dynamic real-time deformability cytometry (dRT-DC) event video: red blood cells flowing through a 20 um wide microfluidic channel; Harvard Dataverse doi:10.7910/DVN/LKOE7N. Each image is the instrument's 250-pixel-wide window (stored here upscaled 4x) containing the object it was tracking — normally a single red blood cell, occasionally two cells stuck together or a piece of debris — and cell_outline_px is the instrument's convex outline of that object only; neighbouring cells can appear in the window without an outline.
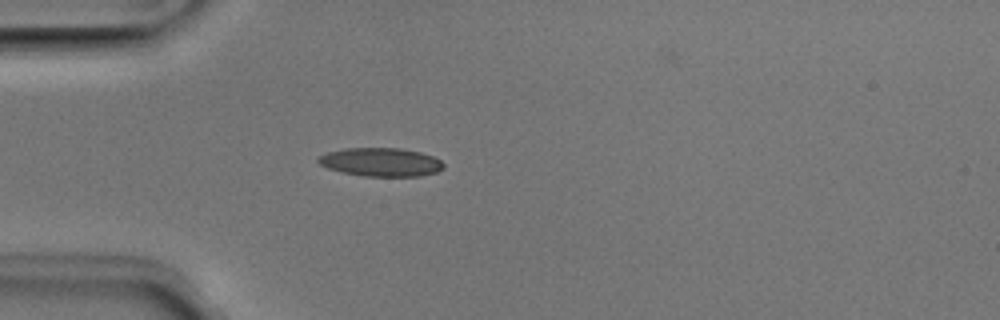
{"species": "Egyptian fruit bat (a non-hibernating species)", "species_latin": "Rousettus aegyptiacus", "temperature_condition": "room temperature", "stored_images_in_passage": 41, "camera_frame_rate_fps": 3000, "um_per_image_px": 0.085, "animal": {"sex": "male"}, "frame": {"image": 1, "passage_image": 8, "time_ms": 2.333, "image_size_px": [1000, 320], "cell_outline_px": [[444, 168], [436, 172], [420, 176], [364, 176], [344, 172], [328, 168], [320, 164], [316, 160], [320, 156], [328, 152], [344, 148], [400, 148], [420, 152], [432, 156], [440, 160], [444, 164]], "centroid_in_image_um": [32.39, 13.77], "position_along_channel_um": 52.6, "area_um2": 20.69}}
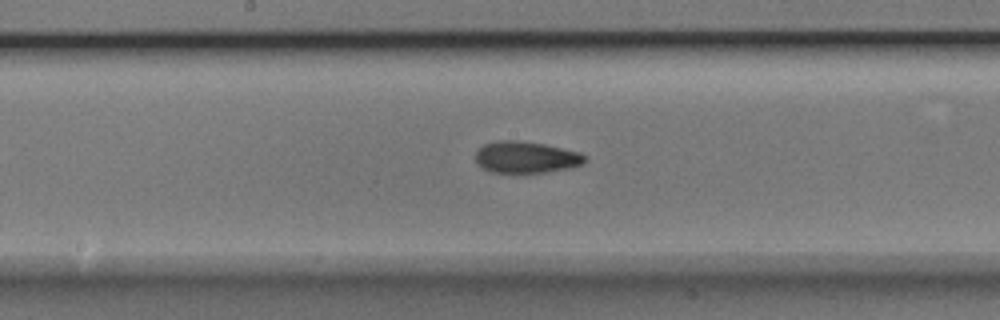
{"frame": {"image": 2, "passage_image": 20, "time_ms": 6.333, "image_size_px": [1000, 320], "cell_outline_px": [[588, 160], [584, 164], [572, 168], [544, 172], [492, 172], [476, 164], [476, 152], [484, 144], [496, 140], [516, 140], [544, 144], [580, 152]], "centroid_in_image_um": [44.74, 13.36], "position_along_channel_um": 203.5, "area_um2": 20.17}}
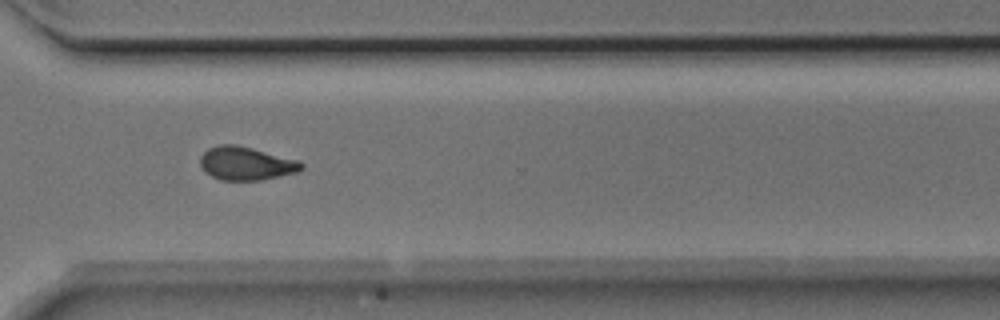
{"frame": {"image": 3, "passage_image": 31, "time_ms": 10.0, "image_size_px": [1000, 320], "cell_outline_px": [[304, 168], [296, 172], [260, 180], [220, 180], [204, 172], [200, 168], [200, 156], [208, 148], [220, 144], [236, 144], [300, 160], [304, 164]], "centroid_in_image_um": [20.9, 13.88], "position_along_channel_um": 349.7, "area_um2": 19.83}, "authors_computed_cell_mechanics": {"area_um2": 19.5942, "velocity_mm_per_s": 3.9987, "shape_relaxation_time_tau1_ms": 2.5369, "shape_relaxation_time_tau2_ms": 2.6967, "deformation_change_tau1": 0.1396, "deformation_change_tau2": 0.0873}}